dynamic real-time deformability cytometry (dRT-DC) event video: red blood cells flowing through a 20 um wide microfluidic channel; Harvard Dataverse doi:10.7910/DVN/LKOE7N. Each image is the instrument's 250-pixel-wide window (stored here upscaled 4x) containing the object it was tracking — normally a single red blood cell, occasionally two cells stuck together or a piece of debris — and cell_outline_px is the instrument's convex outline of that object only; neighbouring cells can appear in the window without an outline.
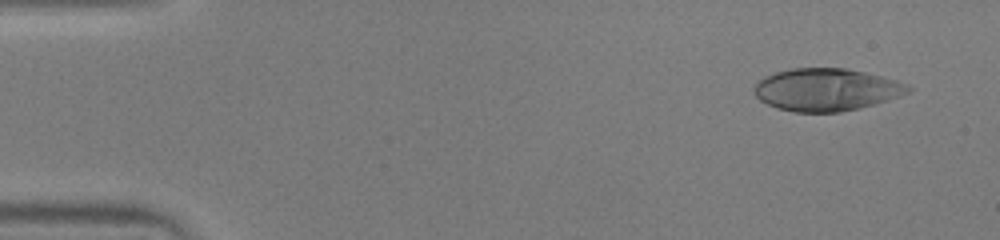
{"species": "human", "species_latin": "Homo sapiens", "temperature_condition": "warm", "stored_images_in_passage": 50, "camera_frame_rate_fps": 3000, "um_per_image_px": 0.085, "donor": {"sex": "male"}, "frame": {"image": 1, "passage_image": 3, "time_ms": 0.667, "image_size_px": [1000, 240], "cell_outline_px": [[912, 88], [908, 92], [900, 96], [860, 108], [840, 112], [796, 112], [776, 108], [760, 100], [756, 96], [752, 88], [764, 76], [776, 72], [792, 68], [848, 68], [896, 80], [908, 84]], "centroid_in_image_um": [70.22, 7.62], "position_along_channel_um": 14.8, "area_um2": 38.03}}
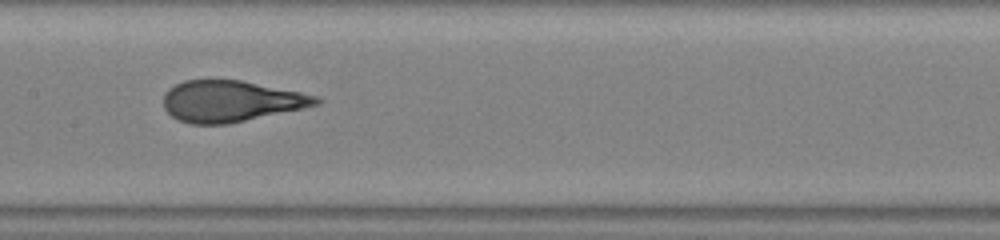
{"frame": {"image": 2, "passage_image": 25, "time_ms": 8.0, "image_size_px": [1000, 240], "cell_outline_px": [[324, 100], [320, 104], [228, 124], [188, 124], [172, 116], [164, 108], [164, 92], [168, 88], [184, 80], [240, 80], [300, 92], [316, 96]], "centroid_in_image_um": [19.6, 8.6], "position_along_channel_um": 187.8, "area_um2": 36.41}}
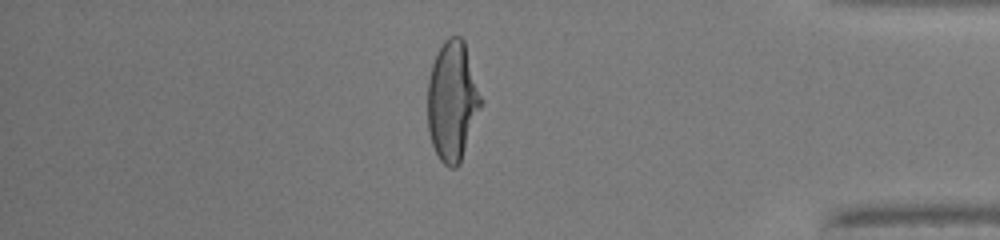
{"frame": {"image": 3, "passage_image": 43, "time_ms": 14.0, "image_size_px": [1000, 240], "cell_outline_px": [[484, 100], [460, 164], [456, 168], [448, 168], [440, 160], [432, 144], [428, 132], [428, 80], [432, 64], [436, 52], [444, 40], [448, 36], [460, 36], [464, 40]], "centroid_in_image_um": [38.47, 8.58], "position_along_channel_um": 396.7, "area_um2": 37.8}, "authors_computed_cell_mechanics": {"area_um2": 37.6856, "velocity_mm_per_s": 4.011, "shape_relaxation_time_tau1_ms": 7.4467, "shape_relaxation_time_tau2_ms": null, "deformation_change_tau1": 0.3545, "deformation_change_tau2": null}}